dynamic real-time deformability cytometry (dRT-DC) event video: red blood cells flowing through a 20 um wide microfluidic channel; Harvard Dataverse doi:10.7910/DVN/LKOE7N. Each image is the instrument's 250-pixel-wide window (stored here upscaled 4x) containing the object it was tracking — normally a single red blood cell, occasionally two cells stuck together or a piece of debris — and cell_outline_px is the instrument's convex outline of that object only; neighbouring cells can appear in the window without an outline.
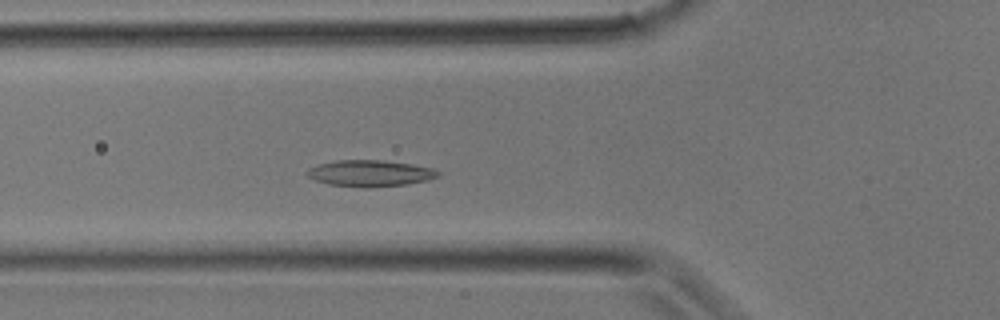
{"species": "common noctule bat (a hibernating species)", "species_latin": "Nyctalus noctula", "temperature_condition": "room temperature", "stored_images_in_passage": 27, "segment_of_instrument_passage": [1, 2], "camera_frame_rate_fps": 3000, "um_per_image_px": 0.085, "animal": {"sex": "male", "body_mass_g": 17.9}, "frame": {"image": 1, "passage_image": 5, "time_ms": 1.333, "image_size_px": [1000, 320], "cell_outline_px": [[440, 176], [428, 180], [408, 184], [368, 188], [364, 188], [328, 184], [316, 180], [308, 176], [304, 172], [308, 168], [316, 164], [336, 160], [384, 160], [412, 164], [432, 168], [440, 172]], "centroid_in_image_um": [31.44, 14.73], "position_along_channel_um": 94.4, "area_um2": 20.4}}
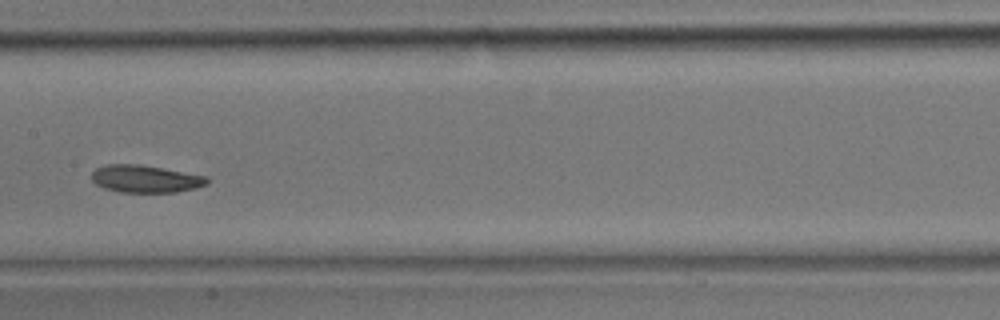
{"frame": {"image": 2, "passage_image": 10, "time_ms": 3.0, "image_size_px": [1000, 320], "cell_outline_px": [[208, 184], [196, 188], [176, 192], [120, 192], [104, 188], [96, 184], [92, 180], [92, 172], [96, 168], [108, 164], [140, 164], [208, 176]], "centroid_in_image_um": [12.38, 15.2], "position_along_channel_um": 195.0, "area_um2": 18.5}}
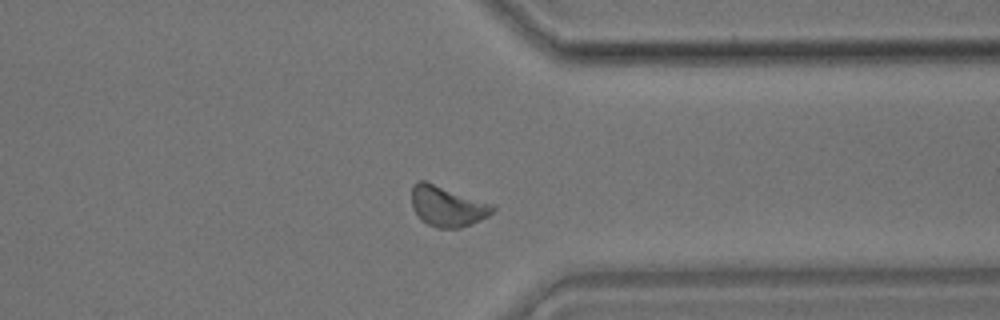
{"frame": {"image": 3, "passage_image": 19, "time_ms": 6.0, "image_size_px": [1000, 320], "cell_outline_px": [[496, 208], [488, 216], [472, 224], [460, 228], [436, 228], [428, 224], [412, 208], [412, 184], [416, 180], [424, 180], [492, 204]], "centroid_in_image_um": [38.01, 17.52], "position_along_channel_um": 373.4, "area_um2": 18.9}}